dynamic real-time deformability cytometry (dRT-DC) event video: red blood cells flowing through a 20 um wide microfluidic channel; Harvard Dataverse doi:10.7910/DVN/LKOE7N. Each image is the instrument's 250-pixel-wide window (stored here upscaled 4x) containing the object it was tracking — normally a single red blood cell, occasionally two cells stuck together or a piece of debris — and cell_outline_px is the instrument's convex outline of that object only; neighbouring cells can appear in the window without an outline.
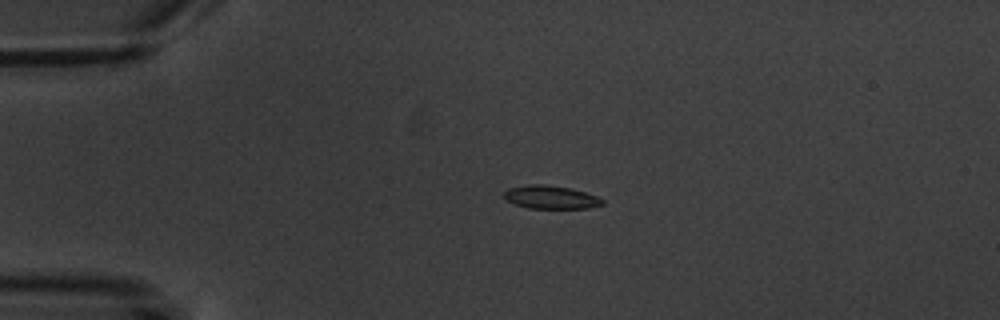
{"species": "common noctule bat (a hibernating species)", "species_latin": "Nyctalus noctula", "temperature_condition": "warm", "stored_images_in_passage": 3, "camera_frame_rate_fps": 3000, "um_per_image_px": 0.085, "animal": {"sex": "male", "body_mass_g": 20.1, "forearm_length_mm": 53.5}, "frame": {"image": 1, "passage_image": 2, "time_ms": 1.0, "image_size_px": [1000, 320], "cell_outline_px": [[604, 204], [588, 208], [528, 208], [516, 204], [508, 200], [504, 196], [504, 192], [508, 188], [528, 184], [544, 184], [572, 188], [596, 196], [604, 200]], "centroid_in_image_um": [46.82, 16.75], "position_along_channel_um": 38.2, "area_um2": 13.24}}